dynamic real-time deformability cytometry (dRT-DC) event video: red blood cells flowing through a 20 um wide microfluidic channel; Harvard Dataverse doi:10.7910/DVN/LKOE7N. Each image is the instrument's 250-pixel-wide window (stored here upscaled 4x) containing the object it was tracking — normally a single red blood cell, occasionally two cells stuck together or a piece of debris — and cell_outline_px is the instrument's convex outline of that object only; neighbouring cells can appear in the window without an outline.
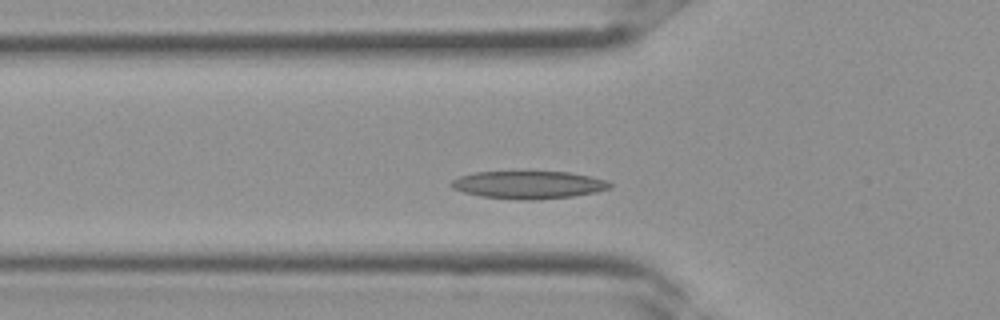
{"species": "Egyptian fruit bat (a non-hibernating species)", "species_latin": "Rousettus aegyptiacus", "temperature_condition": "room temperature", "stored_images_in_passage": 8, "camera_frame_rate_fps": 3000, "um_per_image_px": 0.085, "frame": {"image": 1, "passage_image": 7, "time_ms": 2.0, "image_size_px": [1000, 320], "cell_outline_px": [[612, 188], [596, 192], [572, 196], [532, 200], [524, 200], [480, 196], [464, 192], [452, 188], [448, 184], [452, 180], [460, 176], [476, 172], [568, 172], [608, 180], [612, 184]], "centroid_in_image_um": [44.93, 15.71], "position_along_channel_um": 80.9, "area_um2": 25.49}}